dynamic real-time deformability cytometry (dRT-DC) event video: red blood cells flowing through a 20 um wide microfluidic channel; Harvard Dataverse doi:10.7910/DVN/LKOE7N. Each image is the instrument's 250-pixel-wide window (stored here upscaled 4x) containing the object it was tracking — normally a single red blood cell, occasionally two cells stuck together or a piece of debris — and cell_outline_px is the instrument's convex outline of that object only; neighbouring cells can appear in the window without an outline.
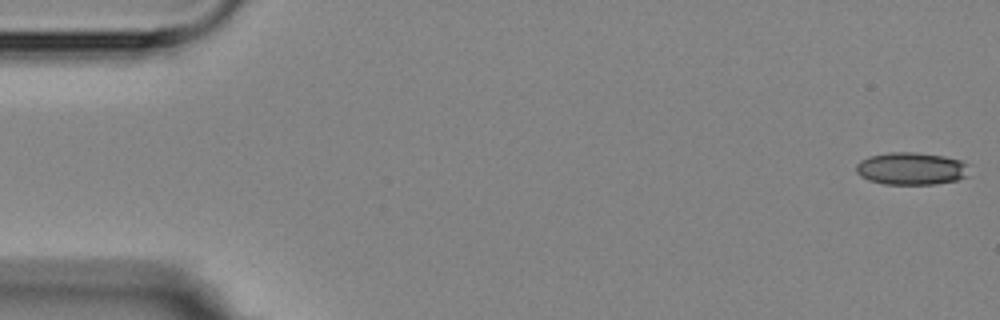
{"species": "Egyptian fruit bat (a non-hibernating species)", "species_latin": "Rousettus aegyptiacus", "temperature_condition": "room temperature", "stored_images_in_passage": 4, "camera_frame_rate_fps": 3000, "um_per_image_px": 0.085, "animal": {"sex": "female"}, "frame": {"image": 1, "passage_image": 1, "time_ms": 0.0, "image_size_px": [1000, 320], "cell_outline_px": [[968, 164], [964, 176], [956, 180], [936, 184], [884, 184], [868, 180], [860, 176], [856, 172], [856, 164], [860, 160], [868, 156], [888, 152], [912, 152], [944, 156], [960, 160]], "centroid_in_image_um": [77.39, 14.32], "position_along_channel_um": 7.6, "area_um2": 21.33}}
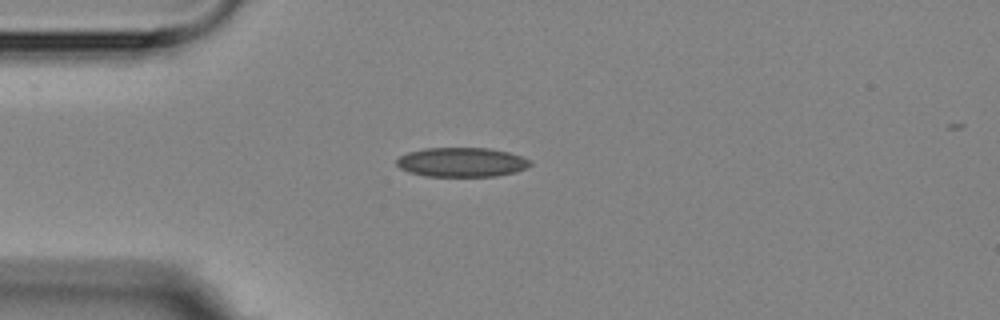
{"frame": {"image": 2, "passage_image": 4, "time_ms": 4.333, "image_size_px": [1000, 320], "cell_outline_px": [[532, 164], [516, 172], [496, 176], [424, 176], [408, 172], [400, 168], [396, 164], [396, 160], [400, 156], [408, 152], [424, 148], [488, 148], [508, 152], [532, 160]], "centroid_in_image_um": [39.23, 13.79], "position_along_channel_um": 45.8, "area_um2": 22.89}}